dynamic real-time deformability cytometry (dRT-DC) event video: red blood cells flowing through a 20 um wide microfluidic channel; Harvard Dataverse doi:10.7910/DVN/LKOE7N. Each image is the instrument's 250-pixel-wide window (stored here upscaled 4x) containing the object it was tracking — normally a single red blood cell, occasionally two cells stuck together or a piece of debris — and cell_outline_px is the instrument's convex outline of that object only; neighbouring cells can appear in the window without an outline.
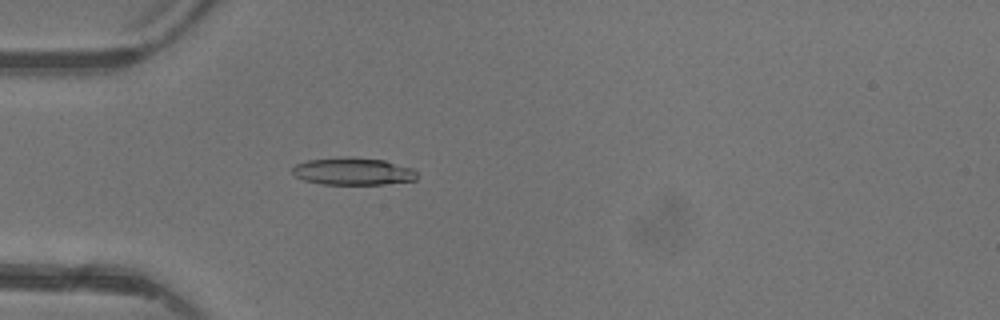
{"species": "common noctule bat (a hibernating species)", "species_latin": "Nyctalus noctula", "temperature_condition": "warm", "stored_images_in_passage": 4, "camera_frame_rate_fps": 3000, "um_per_image_px": 0.085, "animal": {"sex": "female"}, "frame": {"image": 1, "passage_image": 4, "time_ms": 3.333, "image_size_px": [1000, 320], "cell_outline_px": [[416, 180], [384, 184], [324, 184], [304, 180], [296, 176], [292, 172], [292, 168], [296, 164], [308, 160], [352, 156], [384, 160], [412, 168], [416, 172]], "centroid_in_image_um": [30.01, 14.56], "position_along_channel_um": 55.0, "area_um2": 19.77}}